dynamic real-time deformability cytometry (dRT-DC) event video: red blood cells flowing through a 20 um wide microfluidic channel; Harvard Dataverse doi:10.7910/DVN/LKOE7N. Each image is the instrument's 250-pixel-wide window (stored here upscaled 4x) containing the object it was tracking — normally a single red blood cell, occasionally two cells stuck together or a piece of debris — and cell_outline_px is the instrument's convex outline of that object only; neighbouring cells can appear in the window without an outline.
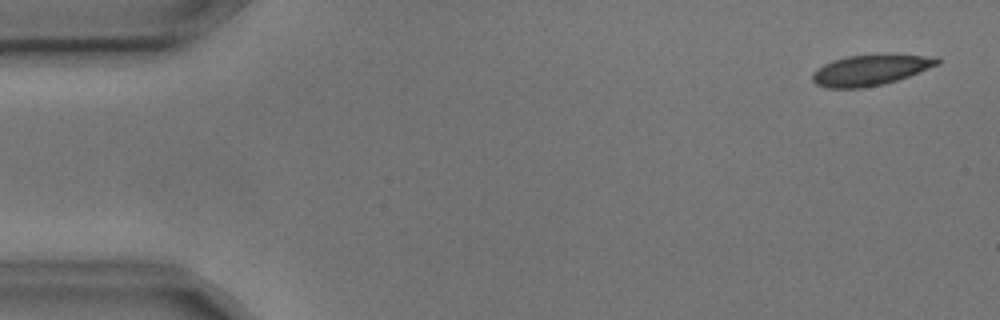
{"species": "common noctule bat (a hibernating species)", "species_latin": "Nyctalus noctula", "temperature_condition": "cold", "stored_images_in_passage": 6, "camera_frame_rate_fps": 3000, "um_per_image_px": 0.085, "animal": {"sex": "male", "body_mass_g": 17.9, "forearm_length_mm": 54.2}, "frame": {"image": 1, "passage_image": 1, "time_ms": 0.0, "image_size_px": [1000, 320], "cell_outline_px": [[940, 64], [908, 76], [884, 84], [864, 88], [828, 88], [816, 84], [812, 80], [812, 72], [824, 64], [848, 56], [940, 56]], "centroid_in_image_um": [73.97, 5.99], "position_along_channel_um": 11.0, "area_um2": 21.68}}
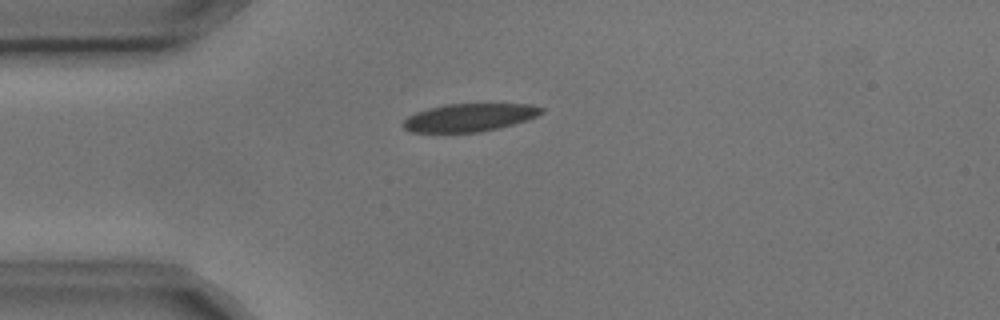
{"frame": {"image": 2, "passage_image": 4, "time_ms": 1.0, "image_size_px": [1000, 320], "cell_outline_px": [[544, 112], [536, 116], [500, 128], [480, 132], [412, 132], [404, 128], [404, 120], [408, 116], [416, 112], [428, 108], [444, 104], [532, 104], [544, 108]], "centroid_in_image_um": [39.9, 9.98], "position_along_channel_um": 45.1, "area_um2": 22.37}}